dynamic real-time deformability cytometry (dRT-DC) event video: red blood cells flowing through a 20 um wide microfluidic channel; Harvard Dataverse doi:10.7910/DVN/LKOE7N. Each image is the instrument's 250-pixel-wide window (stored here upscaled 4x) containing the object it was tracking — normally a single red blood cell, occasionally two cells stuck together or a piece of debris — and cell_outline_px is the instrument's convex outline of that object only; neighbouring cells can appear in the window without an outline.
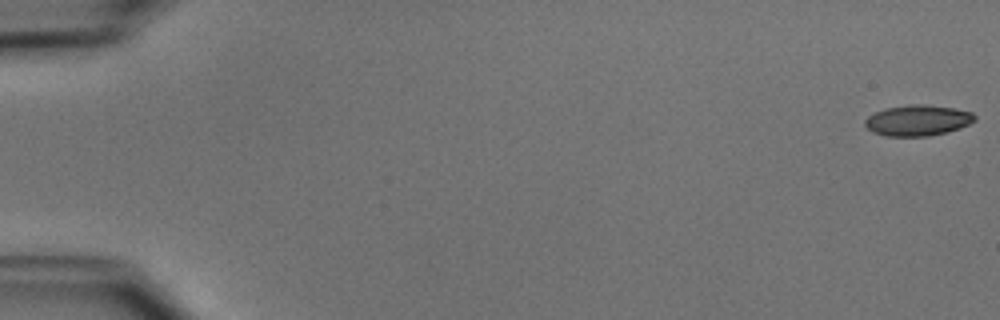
{"species": "common noctule bat (a hibernating species)", "species_latin": "Nyctalus noctula", "temperature_condition": "cold", "stored_images_in_passage": 20, "camera_frame_rate_fps": 3000, "um_per_image_px": 0.085, "animal": {"sex": "male", "body_mass_g": 15.6}, "frame": {"image": 1, "passage_image": 1, "time_ms": 0.0, "image_size_px": [1000, 320], "cell_outline_px": [[976, 120], [960, 128], [948, 132], [928, 136], [888, 136], [872, 132], [864, 124], [864, 120], [868, 116], [884, 108], [912, 104], [924, 104], [952, 108], [972, 112], [976, 116]], "centroid_in_image_um": [78.0, 10.23], "position_along_channel_um": 7.0, "area_um2": 19.71}}
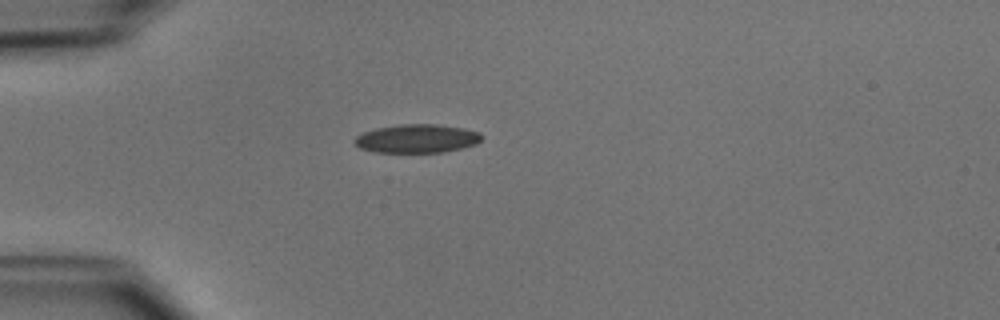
{"frame": {"image": 2, "passage_image": 15, "time_ms": 4.667, "image_size_px": [1000, 320], "cell_outline_px": [[480, 140], [476, 144], [444, 152], [372, 152], [360, 148], [352, 140], [356, 136], [364, 132], [376, 128], [400, 124], [436, 124], [464, 128], [480, 132]], "centroid_in_image_um": [35.41, 11.77], "position_along_channel_um": 49.6, "area_um2": 21.1}}